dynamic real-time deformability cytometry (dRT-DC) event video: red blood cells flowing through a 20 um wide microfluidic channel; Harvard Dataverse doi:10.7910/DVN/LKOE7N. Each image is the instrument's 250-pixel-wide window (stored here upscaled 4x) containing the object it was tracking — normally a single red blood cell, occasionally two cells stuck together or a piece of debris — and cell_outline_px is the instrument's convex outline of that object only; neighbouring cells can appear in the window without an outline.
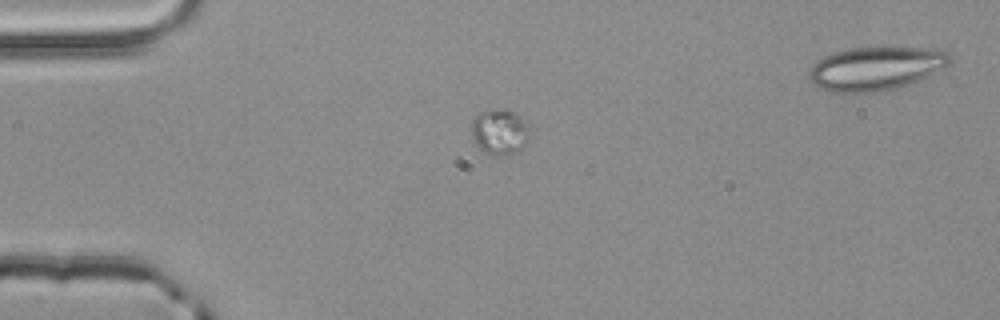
{"species": "common noctule bat (a hibernating species)", "species_latin": "Nyctalus noctula", "temperature_condition": "room temperature", "stored_images_in_passage": 2, "segment_of_instrument_passage": [1, 2], "camera_frame_rate_fps": 3000, "um_per_image_px": 0.085, "animal": {"sex": "male", "body_mass_g": 20.4}, "frame": {"image": 1, "passage_image": 1, "time_ms": 0.0, "image_size_px": [1000, 320], "cell_outline_px": [[528, 140], [516, 152], [508, 156], [496, 156], [484, 152], [476, 144], [472, 132], [472, 120], [480, 112], [512, 112], [520, 116], [524, 124]], "centroid_in_image_um": [42.42, 11.29], "position_along_channel_um": 42.6, "area_um2": 14.51}}